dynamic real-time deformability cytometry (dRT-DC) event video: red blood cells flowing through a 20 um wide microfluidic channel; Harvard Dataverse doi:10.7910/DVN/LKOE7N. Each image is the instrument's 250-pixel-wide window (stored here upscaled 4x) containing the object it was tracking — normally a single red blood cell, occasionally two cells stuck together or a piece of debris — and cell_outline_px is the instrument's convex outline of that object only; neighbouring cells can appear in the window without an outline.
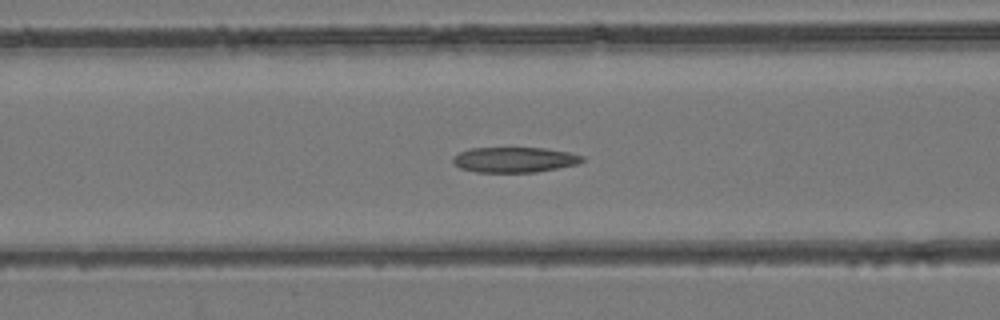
{"species": "common noctule bat (a hibernating species)", "species_latin": "Nyctalus noctula", "temperature_condition": "room temperature", "stored_images_in_passage": 47, "camera_frame_rate_fps": 3000, "um_per_image_px": 0.085, "animal": {"sex": "female", "body_mass_g": 24.6, "forearm_length_mm": 56.2}, "frame": {"image": 1, "passage_image": 19, "time_ms": 6.0, "image_size_px": [1000, 320], "cell_outline_px": [[584, 160], [576, 164], [536, 172], [476, 172], [460, 168], [452, 160], [452, 156], [460, 152], [472, 148], [544, 148], [568, 152], [584, 156]], "centroid_in_image_um": [43.71, 13.57], "position_along_channel_um": 122.9, "area_um2": 18.9}}
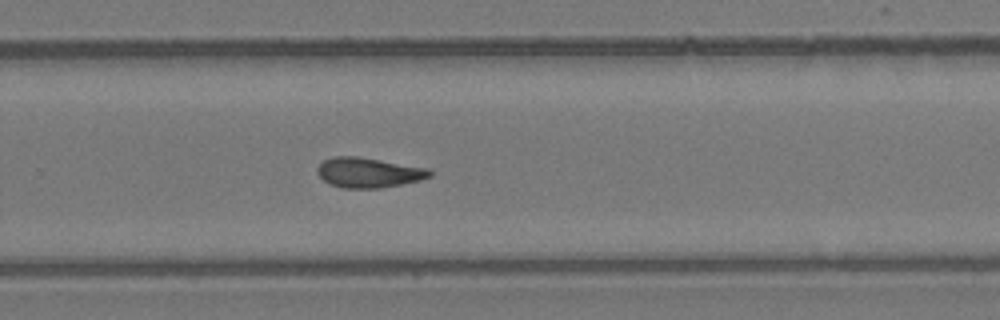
{"frame": {"image": 2, "passage_image": 31, "time_ms": 10.0, "image_size_px": [1000, 320], "cell_outline_px": [[432, 176], [420, 180], [380, 188], [340, 188], [328, 184], [316, 172], [316, 168], [324, 160], [332, 156], [356, 156], [428, 168], [432, 172]], "centroid_in_image_um": [31.29, 14.67], "position_along_channel_um": 298.5, "area_um2": 19.65}}
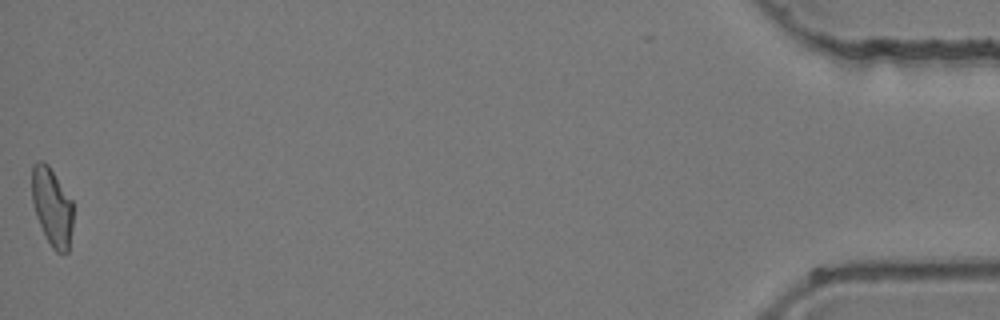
{"frame": {"image": 3, "passage_image": 47, "time_ms": 15.333, "image_size_px": [1000, 320], "cell_outline_px": [[72, 228], [68, 252], [56, 252], [52, 248], [36, 216], [32, 200], [32, 164], [36, 160], [44, 160], [48, 164], [72, 200]], "centroid_in_image_um": [4.41, 17.53], "position_along_channel_um": 430.8, "area_um2": 18.67}}